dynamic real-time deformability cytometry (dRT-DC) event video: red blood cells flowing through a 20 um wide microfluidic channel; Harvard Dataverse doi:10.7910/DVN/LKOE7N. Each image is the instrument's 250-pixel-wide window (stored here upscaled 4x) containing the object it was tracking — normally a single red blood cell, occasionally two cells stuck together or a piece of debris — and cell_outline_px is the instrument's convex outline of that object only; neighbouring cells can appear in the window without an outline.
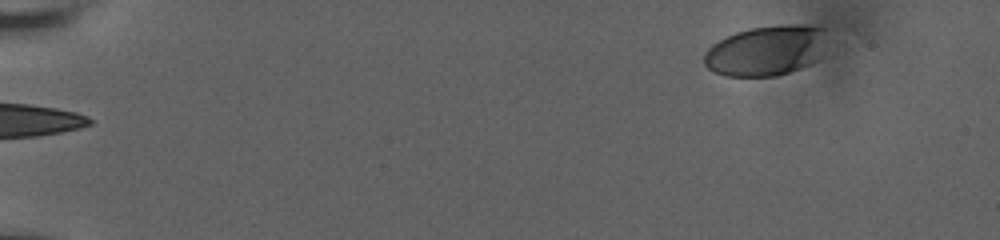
{"species": "human", "species_latin": "Homo sapiens", "temperature_condition": "room temperature", "stored_images_in_passage": 57, "camera_frame_rate_fps": 3000, "um_per_image_px": 0.085, "donor": {"sex": "male"}, "frame": {"image": 1, "passage_image": 1, "time_ms": 0.0, "image_size_px": [1000, 240], "cell_outline_px": [[828, 28], [820, 60], [800, 68], [776, 76], [724, 76], [708, 68], [704, 64], [704, 52], [712, 44], [736, 32], [752, 28], [780, 24], [808, 24]], "centroid_in_image_um": [65.17, 4.28], "position_along_channel_um": 19.8, "area_um2": 36.36}}
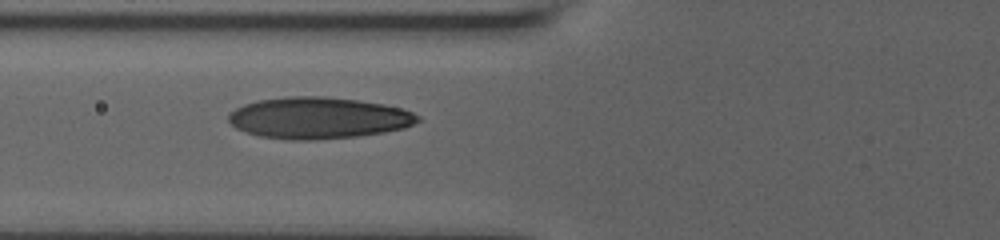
{"frame": {"image": 2, "passage_image": 42, "time_ms": 6.333, "image_size_px": [1000, 240], "cell_outline_px": [[420, 120], [404, 128], [384, 132], [360, 136], [312, 140], [292, 140], [260, 136], [236, 128], [228, 120], [228, 112], [244, 104], [256, 100], [288, 96], [324, 96], [356, 100], [384, 104], [400, 108], [412, 112], [420, 116]], "centroid_in_image_um": [27.04, 10.02], "position_along_channel_um": 98.8, "area_um2": 45.78}}
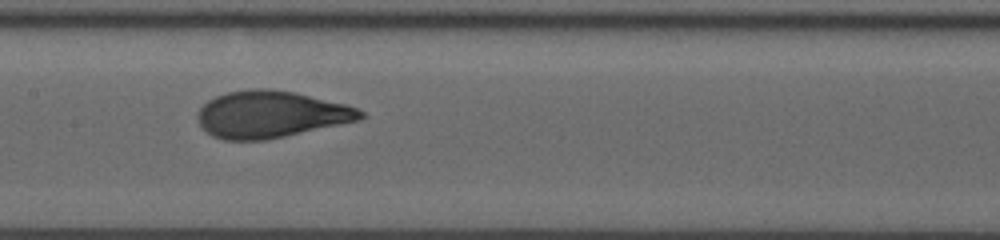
{"frame": {"image": 3, "passage_image": 56, "time_ms": 8.667, "image_size_px": [1000, 240], "cell_outline_px": [[368, 116], [360, 120], [284, 136], [264, 140], [224, 140], [212, 136], [200, 124], [196, 116], [200, 108], [208, 100], [216, 96], [228, 92], [248, 88], [268, 88], [296, 92], [348, 104], [364, 112]], "centroid_in_image_um": [23.04, 9.7], "position_along_channel_um": 184.4, "area_um2": 44.62}}